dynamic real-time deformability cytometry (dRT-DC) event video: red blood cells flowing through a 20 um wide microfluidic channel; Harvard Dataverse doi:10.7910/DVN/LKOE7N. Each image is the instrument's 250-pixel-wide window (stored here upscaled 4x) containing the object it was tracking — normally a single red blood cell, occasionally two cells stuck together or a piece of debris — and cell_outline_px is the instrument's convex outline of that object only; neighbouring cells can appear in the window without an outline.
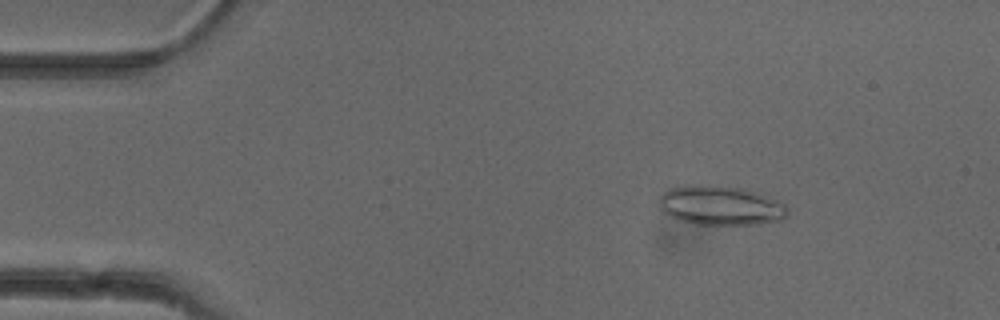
{"species": "common noctule bat (a hibernating species)", "species_latin": "Nyctalus noctula", "temperature_condition": "cold", "stored_images_in_passage": 45, "camera_frame_rate_fps": 3000, "um_per_image_px": 0.085, "animal": {"sex": "female"}, "frame": {"image": 1, "passage_image": 1, "time_ms": 0.0, "image_size_px": [1000, 320], "cell_outline_px": [[788, 212], [784, 220], [756, 224], [692, 224], [676, 220], [668, 216], [660, 208], [660, 196], [664, 192], [672, 188], [740, 188], [756, 192], [776, 200], [784, 204], [788, 208]], "centroid_in_image_um": [61.29, 17.54], "position_along_channel_um": 23.7, "area_um2": 28.38}}
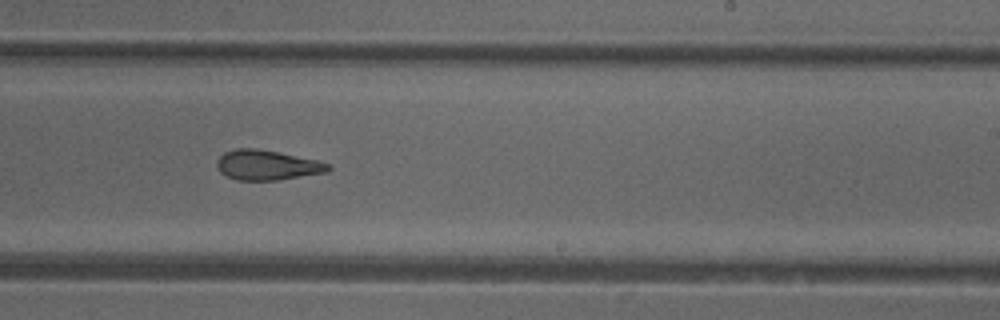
{"frame": {"image": 2, "passage_image": 25, "time_ms": 8.0, "image_size_px": [1000, 320], "cell_outline_px": [[332, 168], [328, 172], [276, 180], [236, 180], [220, 172], [216, 168], [216, 160], [224, 152], [236, 148], [256, 148], [316, 160], [328, 164]], "centroid_in_image_um": [22.65, 14.03], "position_along_channel_um": 266.3, "area_um2": 19.31}}
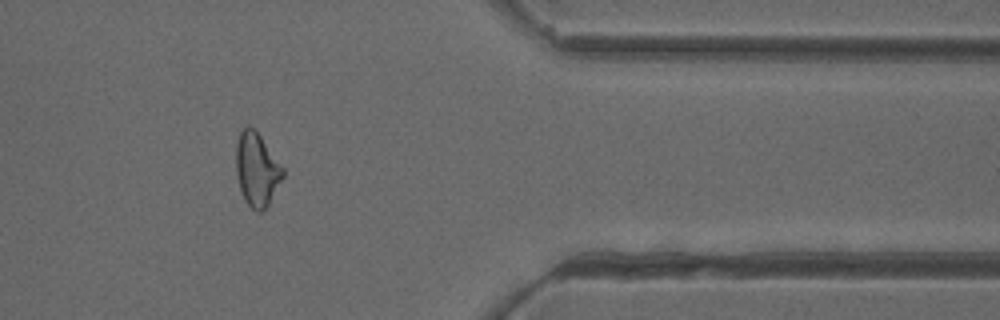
{"frame": {"image": 3, "passage_image": 36, "time_ms": 11.667, "image_size_px": [1000, 320], "cell_outline_px": [[284, 176], [268, 204], [260, 212], [256, 212], [244, 200], [240, 188], [236, 172], [236, 144], [240, 132], [248, 124], [260, 136], [284, 168]], "centroid_in_image_um": [21.82, 14.41], "position_along_channel_um": 389.6, "area_um2": 19.77}, "authors_computed_cell_mechanics": {"area_um2": 20.3456, "velocity_mm_per_s": 3.9509, "shape_relaxation_time_tau1_ms": null, "shape_relaxation_time_tau2_ms": 3.3674, "deformation_change_tau1": null, "deformation_change_tau2": 0.1014}}